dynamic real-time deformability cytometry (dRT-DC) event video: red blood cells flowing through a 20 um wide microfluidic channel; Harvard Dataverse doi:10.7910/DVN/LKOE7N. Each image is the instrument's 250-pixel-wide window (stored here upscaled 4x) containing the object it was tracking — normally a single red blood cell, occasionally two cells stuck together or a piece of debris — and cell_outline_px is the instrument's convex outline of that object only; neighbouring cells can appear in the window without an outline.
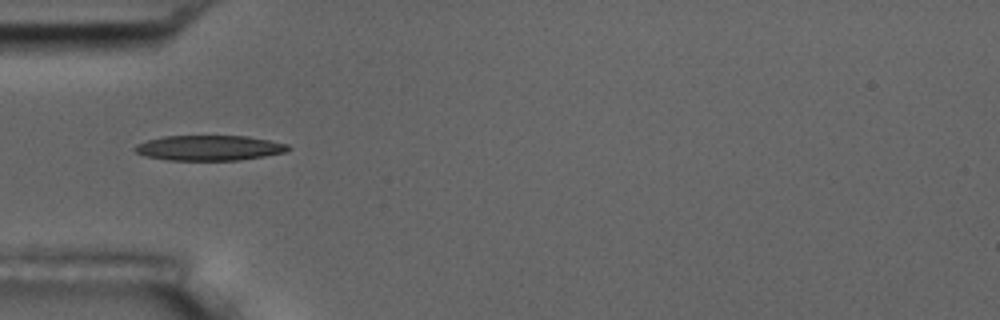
{"species": "common noctule bat (a hibernating species)", "species_latin": "Nyctalus noctula", "temperature_condition": "room temperature", "stored_images_in_passage": 6, "camera_frame_rate_fps": 3000, "um_per_image_px": 0.085, "animal": {"sex": "male", "body_mass_g": 17.5, "forearm_length_mm": 52.3}, "frame": {"image": 1, "passage_image": 5, "time_ms": 4.333, "image_size_px": [1000, 320], "cell_outline_px": [[292, 148], [284, 152], [264, 156], [240, 160], [168, 160], [144, 156], [136, 152], [132, 148], [136, 144], [148, 140], [164, 136], [248, 136], [288, 144]], "centroid_in_image_um": [17.76, 12.57], "position_along_channel_um": 67.2, "area_um2": 22.48}}